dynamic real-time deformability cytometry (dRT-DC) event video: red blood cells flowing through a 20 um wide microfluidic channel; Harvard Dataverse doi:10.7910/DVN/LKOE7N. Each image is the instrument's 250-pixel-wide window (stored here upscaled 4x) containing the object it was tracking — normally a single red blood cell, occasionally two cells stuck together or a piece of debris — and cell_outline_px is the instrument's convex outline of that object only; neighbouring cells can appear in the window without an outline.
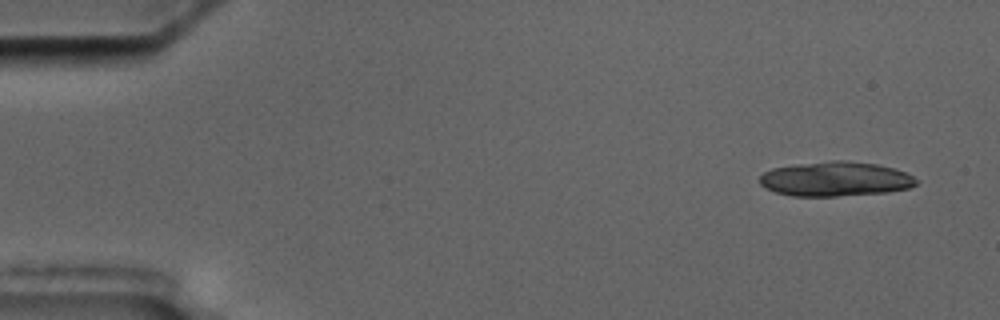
{"species": "common noctule bat (a hibernating species)", "species_latin": "Nyctalus noctula", "temperature_condition": "cold", "stored_images_in_passage": 5, "camera_frame_rate_fps": 3000, "um_per_image_px": 0.085, "animal": {"sex": "male", "body_mass_g": 17.5, "forearm_length_mm": 52.3}, "frame": {"image": 1, "passage_image": 1, "time_ms": 0.0, "image_size_px": [1000, 320], "cell_outline_px": [[920, 180], [916, 184], [908, 188], [888, 192], [836, 196], [792, 196], [776, 192], [760, 184], [760, 176], [764, 172], [772, 168], [796, 164], [832, 160], [844, 160], [876, 164], [892, 168], [904, 172]], "centroid_in_image_um": [71.01, 15.21], "position_along_channel_um": 14.0, "area_um2": 31.44}}